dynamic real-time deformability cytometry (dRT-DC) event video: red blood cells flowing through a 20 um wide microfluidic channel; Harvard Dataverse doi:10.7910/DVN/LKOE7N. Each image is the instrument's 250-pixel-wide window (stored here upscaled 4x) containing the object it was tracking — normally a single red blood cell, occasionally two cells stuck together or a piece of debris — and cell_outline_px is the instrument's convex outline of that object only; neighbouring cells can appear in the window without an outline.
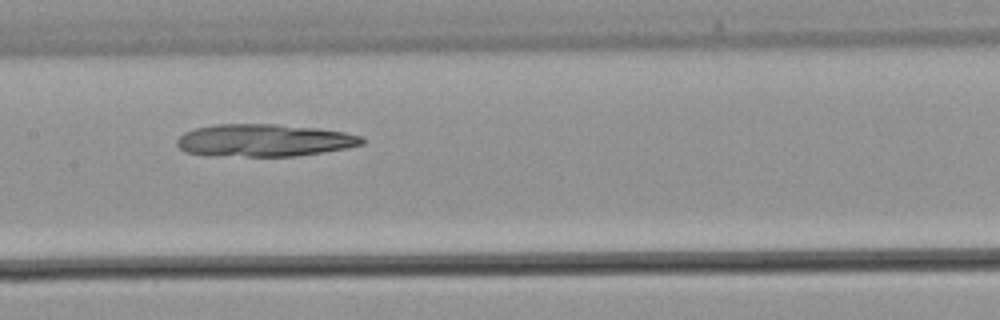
{"species": "common noctule bat (a hibernating species)", "species_latin": "Nyctalus noctula", "temperature_condition": "warm", "stored_images_in_passage": 40, "camera_frame_rate_fps": 3000, "um_per_image_px": 0.085, "animal": {"sex": "male", "body_mass_g": 21.5, "forearm_length_mm": 52.0}, "frame": {"image": 1, "passage_image": 17, "time_ms": 5.333, "image_size_px": [1000, 320], "cell_outline_px": [[364, 144], [348, 148], [296, 156], [248, 156], [188, 152], [180, 148], [176, 144], [176, 140], [184, 132], [196, 128], [216, 124], [276, 124], [316, 128], [344, 132], [364, 136]], "centroid_in_image_um": [22.53, 11.91], "position_along_channel_um": 184.9, "area_um2": 34.56}}
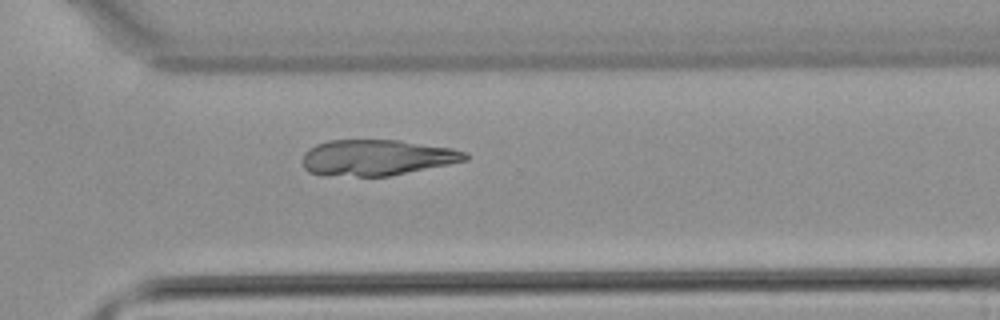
{"frame": {"image": 2, "passage_image": 27, "time_ms": 8.667, "image_size_px": [1000, 320], "cell_outline_px": [[468, 160], [388, 176], [324, 176], [308, 172], [304, 168], [304, 152], [316, 144], [328, 140], [400, 140], [452, 148], [468, 152]], "centroid_in_image_um": [32.01, 13.39], "position_along_channel_um": 338.6, "area_um2": 34.1}}
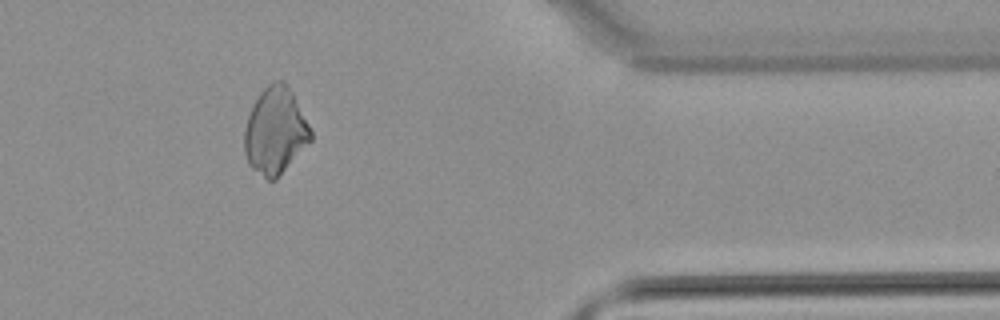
{"frame": {"image": 3, "passage_image": 32, "time_ms": 10.333, "image_size_px": [1000, 320], "cell_outline_px": [[312, 140], [276, 180], [268, 180], [252, 168], [248, 164], [244, 152], [244, 132], [248, 116], [260, 92], [272, 80], [280, 80], [292, 92], [312, 132]], "centroid_in_image_um": [23.39, 11.16], "position_along_channel_um": 388.0, "area_um2": 33.18}}